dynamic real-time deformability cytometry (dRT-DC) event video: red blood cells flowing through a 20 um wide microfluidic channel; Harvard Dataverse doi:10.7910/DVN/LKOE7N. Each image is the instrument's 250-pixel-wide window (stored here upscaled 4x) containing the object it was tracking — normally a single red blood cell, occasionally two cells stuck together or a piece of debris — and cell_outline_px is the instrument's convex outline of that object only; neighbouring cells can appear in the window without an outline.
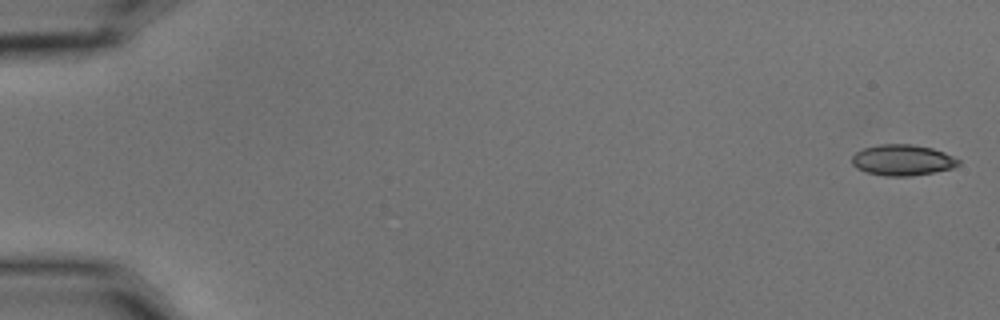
{"species": "common noctule bat (a hibernating species)", "species_latin": "Nyctalus noctula", "temperature_condition": "cold", "stored_images_in_passage": 2, "camera_frame_rate_fps": 3000, "um_per_image_px": 0.085, "animal": {"sex": "male", "body_mass_g": 15.6}, "frame": {"image": 1, "passage_image": 1, "time_ms": 0.0, "image_size_px": [1000, 320], "cell_outline_px": [[960, 164], [952, 168], [912, 176], [884, 176], [868, 172], [856, 168], [852, 164], [852, 156], [856, 152], [864, 148], [880, 144], [912, 144], [932, 148], [944, 152], [960, 160]], "centroid_in_image_um": [76.7, 13.6], "position_along_channel_um": 8.3, "area_um2": 19.13}}